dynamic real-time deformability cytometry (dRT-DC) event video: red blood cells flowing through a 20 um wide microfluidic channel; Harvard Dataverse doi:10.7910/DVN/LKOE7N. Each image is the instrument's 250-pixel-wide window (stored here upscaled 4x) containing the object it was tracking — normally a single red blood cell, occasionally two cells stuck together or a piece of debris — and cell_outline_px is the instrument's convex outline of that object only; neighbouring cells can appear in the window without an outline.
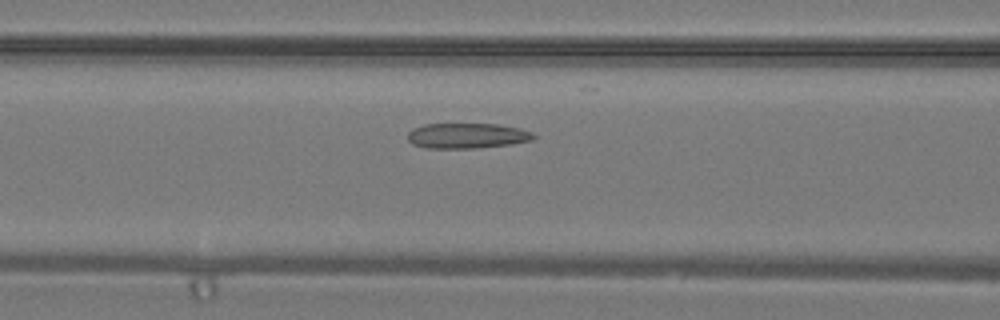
{"species": "common noctule bat (a hibernating species)", "species_latin": "Nyctalus noctula", "temperature_condition": "warm", "stored_images_in_passage": 35, "camera_frame_rate_fps": 3000, "um_per_image_px": 0.085, "animal": {"sex": "male", "body_mass_g": 19.2, "forearm_length_mm": 51.8}, "frame": {"image": 1, "passage_image": 15, "time_ms": 4.667, "image_size_px": [1000, 320], "cell_outline_px": [[536, 136], [532, 140], [512, 144], [476, 148], [424, 148], [412, 144], [408, 140], [408, 132], [412, 128], [424, 124], [500, 124], [520, 128], [532, 132]], "centroid_in_image_um": [39.69, 11.53], "position_along_channel_um": 126.9, "area_um2": 18.73}}
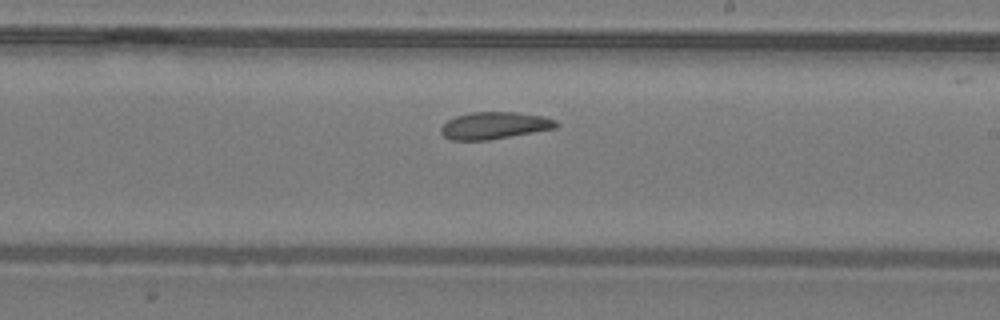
{"frame": {"image": 2, "passage_image": 22, "time_ms": 7.0, "image_size_px": [1000, 320], "cell_outline_px": [[560, 124], [556, 128], [488, 140], [448, 140], [440, 132], [440, 128], [448, 120], [456, 116], [472, 112], [516, 112], [544, 116], [556, 120]], "centroid_in_image_um": [42.03, 10.67], "position_along_channel_um": 247.0, "area_um2": 18.21}}
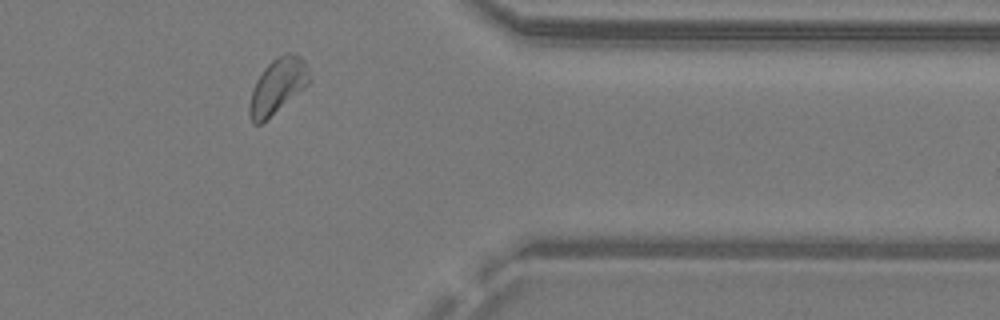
{"frame": {"image": 3, "passage_image": 31, "time_ms": 10.0, "image_size_px": [1000, 320], "cell_outline_px": [[312, 80], [308, 84], [260, 124], [252, 124], [248, 112], [248, 108], [252, 92], [256, 80], [264, 68], [272, 60], [288, 52], [300, 56], [304, 60], [308, 68]], "centroid_in_image_um": [23.59, 7.3], "position_along_channel_um": 387.8, "area_um2": 18.84}}